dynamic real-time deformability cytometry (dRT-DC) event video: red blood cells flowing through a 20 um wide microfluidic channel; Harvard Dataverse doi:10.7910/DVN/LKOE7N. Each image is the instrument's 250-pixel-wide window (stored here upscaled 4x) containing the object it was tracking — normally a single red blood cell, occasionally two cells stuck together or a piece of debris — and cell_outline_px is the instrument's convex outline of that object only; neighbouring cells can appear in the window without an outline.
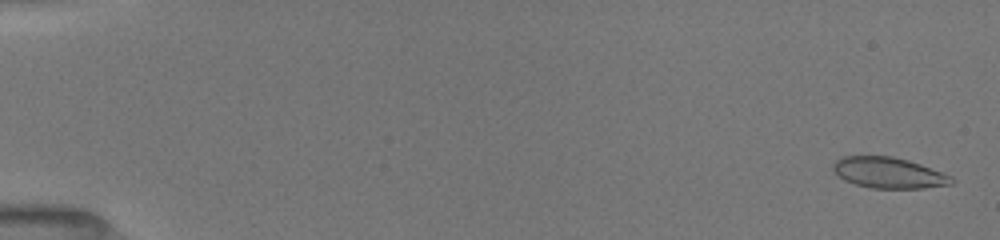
{"species": "common noctule bat (a hibernating species)", "species_latin": "Nyctalus noctula", "temperature_condition": "room temperature", "stored_images_in_passage": 23, "camera_frame_rate_fps": 3000, "um_per_image_px": 0.085, "animal": {"sex": "female", "body_mass_g": 19.5, "forearm_length_mm": 54.1}, "frame": {"image": 1, "passage_image": 3, "time_ms": 0.333, "image_size_px": [1000, 240], "cell_outline_px": [[956, 180], [952, 184], [924, 188], [872, 188], [856, 184], [844, 180], [832, 168], [832, 164], [840, 156], [892, 156], [908, 160], [920, 164], [952, 176]], "centroid_in_image_um": [75.55, 14.68], "position_along_channel_um": 9.5, "area_um2": 21.27}}
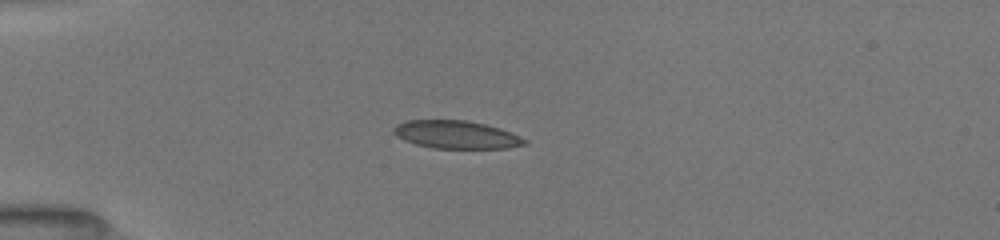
{"frame": {"image": 2, "passage_image": 19, "time_ms": 4.667, "image_size_px": [1000, 240], "cell_outline_px": [[528, 144], [508, 148], [432, 148], [416, 144], [404, 140], [396, 136], [392, 132], [392, 128], [396, 124], [408, 120], [464, 120], [484, 124], [500, 128], [528, 140]], "centroid_in_image_um": [38.76, 11.44], "position_along_channel_um": 46.2, "area_um2": 21.33}}
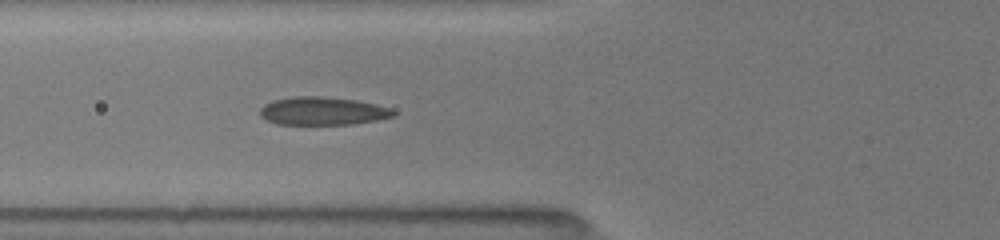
{"frame": {"image": 3, "passage_image": 23, "time_ms": 6.667, "image_size_px": [1000, 240], "cell_outline_px": [[396, 116], [376, 120], [352, 124], [276, 124], [260, 116], [260, 108], [264, 104], [272, 100], [292, 96], [324, 96], [356, 100], [376, 104], [388, 108], [396, 112]], "centroid_in_image_um": [27.4, 9.43], "position_along_channel_um": 98.4, "area_um2": 21.91}}